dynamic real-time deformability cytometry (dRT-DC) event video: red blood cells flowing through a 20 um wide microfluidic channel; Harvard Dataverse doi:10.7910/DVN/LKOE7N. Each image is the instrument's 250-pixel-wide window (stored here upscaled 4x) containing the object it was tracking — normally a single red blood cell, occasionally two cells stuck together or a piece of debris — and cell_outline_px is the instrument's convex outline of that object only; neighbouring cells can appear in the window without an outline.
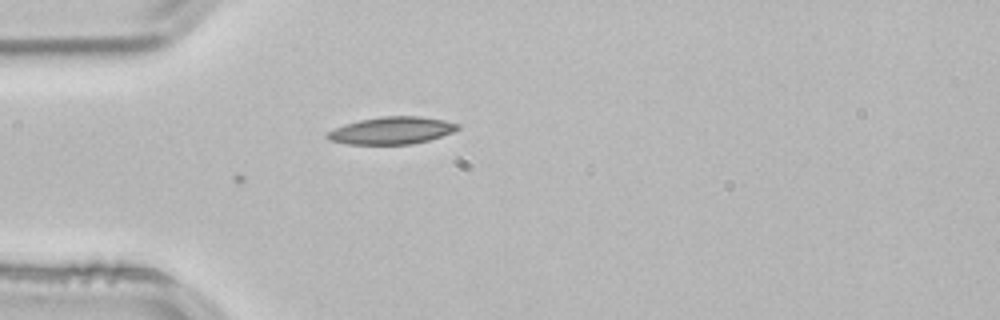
{"species": "common noctule bat (a hibernating species)", "species_latin": "Nyctalus noctula", "temperature_condition": "room temperature", "stored_images_in_passage": 11, "camera_frame_rate_fps": 3000, "um_per_image_px": 0.085, "animal": {"sex": "male", "body_mass_g": 21.5, "forearm_length_mm": 52.0}, "frame": {"image": 1, "passage_image": 11, "time_ms": 3.333, "image_size_px": [1000, 320], "cell_outline_px": [[460, 128], [452, 132], [428, 140], [412, 144], [348, 144], [328, 140], [324, 136], [324, 132], [332, 128], [344, 124], [360, 120], [380, 116], [420, 116], [444, 120], [460, 124]], "centroid_in_image_um": [33.23, 11.09], "position_along_channel_um": 51.8, "area_um2": 20.92}}